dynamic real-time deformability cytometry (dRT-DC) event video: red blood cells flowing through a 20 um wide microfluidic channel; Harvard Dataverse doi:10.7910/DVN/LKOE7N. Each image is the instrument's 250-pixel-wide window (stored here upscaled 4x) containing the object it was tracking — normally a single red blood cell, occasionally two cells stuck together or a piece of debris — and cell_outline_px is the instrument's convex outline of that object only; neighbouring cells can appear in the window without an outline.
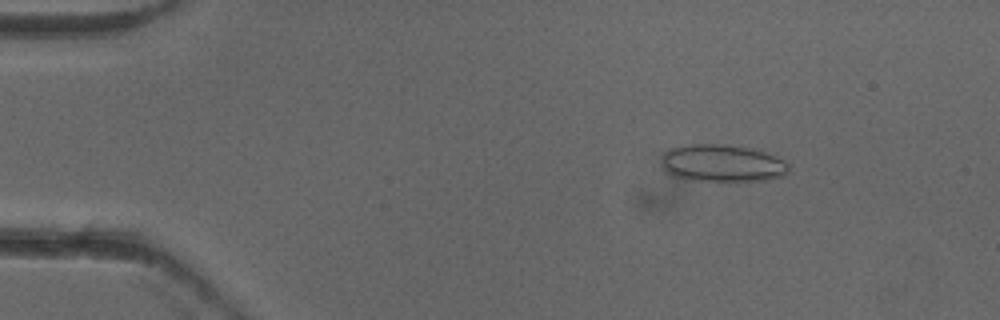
{"species": "common noctule bat (a hibernating species)", "species_latin": "Nyctalus noctula", "temperature_condition": "cold", "stored_images_in_passage": 52, "camera_frame_rate_fps": 3000, "um_per_image_px": 0.085, "animal": {"sex": "female"}, "frame": {"image": 1, "passage_image": 8, "time_ms": 2.333, "image_size_px": [1000, 320], "cell_outline_px": [[792, 168], [784, 176], [764, 180], [696, 180], [676, 176], [668, 172], [664, 168], [660, 160], [664, 152], [672, 148], [688, 144], [724, 144], [760, 148], [784, 160]], "centroid_in_image_um": [61.47, 13.84], "position_along_channel_um": 23.5, "area_um2": 27.86}}
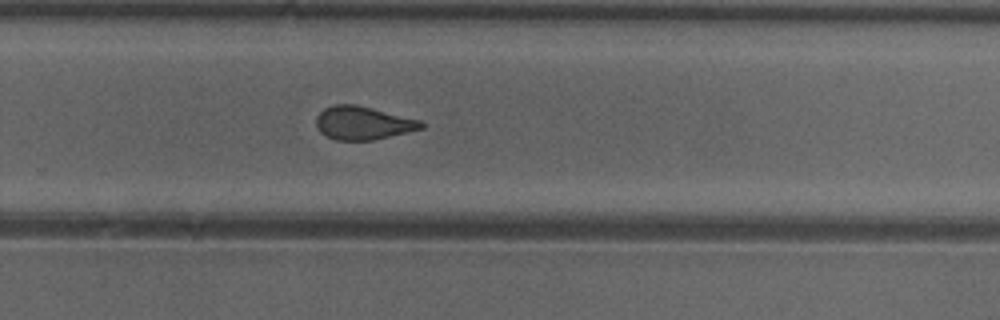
{"frame": {"image": 2, "passage_image": 35, "time_ms": 11.333, "image_size_px": [1000, 320], "cell_outline_px": [[424, 128], [408, 132], [372, 140], [336, 140], [320, 132], [316, 124], [316, 116], [324, 108], [332, 104], [356, 104], [420, 120], [424, 124]], "centroid_in_image_um": [30.84, 10.44], "position_along_channel_um": 299.0, "area_um2": 20.29}}
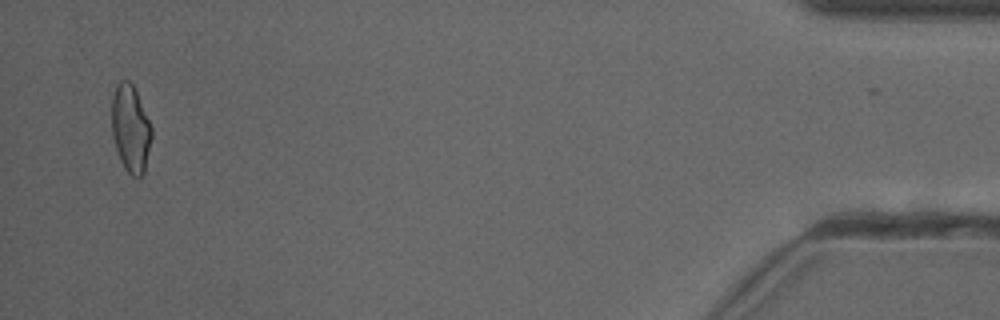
{"frame": {"image": 3, "passage_image": 51, "time_ms": 16.667, "image_size_px": [1000, 320], "cell_outline_px": [[152, 136], [144, 172], [140, 180], [136, 180], [124, 168], [120, 160], [116, 148], [112, 132], [112, 96], [116, 84], [120, 80], [128, 80], [132, 84], [136, 92], [152, 128]], "centroid_in_image_um": [11.1, 10.97], "position_along_channel_um": 424.1, "area_um2": 20.29}, "authors_computed_cell_mechanics": {"area_um2": 21.2993, "velocity_mm_per_s": 3.9466, "shape_relaxation_time_tau1_ms": null, "shape_relaxation_time_tau2_ms": 1.3028, "deformation_change_tau1": null, "deformation_change_tau2": 0.0805}}